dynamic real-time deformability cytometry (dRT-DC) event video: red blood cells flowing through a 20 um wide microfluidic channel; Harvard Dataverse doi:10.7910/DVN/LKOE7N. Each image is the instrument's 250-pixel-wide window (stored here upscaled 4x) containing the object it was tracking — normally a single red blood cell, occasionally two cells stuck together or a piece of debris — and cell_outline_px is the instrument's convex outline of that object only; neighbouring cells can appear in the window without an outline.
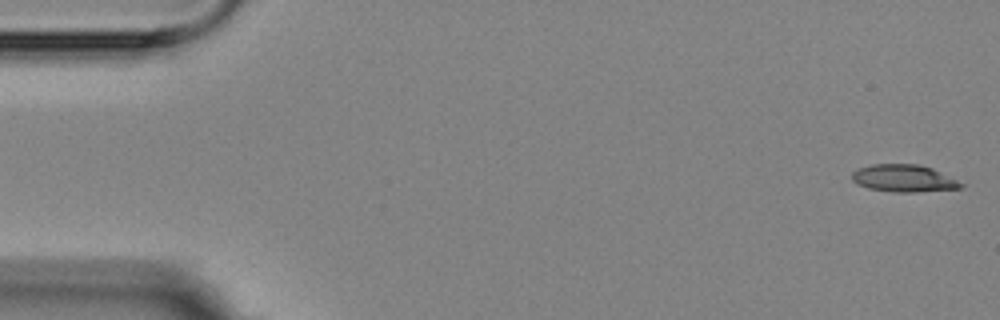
{"species": "Egyptian fruit bat (a non-hibernating species)", "species_latin": "Rousettus aegyptiacus", "temperature_condition": "room temperature", "stored_images_in_passage": 7, "camera_frame_rate_fps": 3000, "um_per_image_px": 0.085, "animal": {"sex": "female"}, "frame": {"image": 1, "passage_image": 1, "time_ms": 0.0, "image_size_px": [1000, 320], "cell_outline_px": [[964, 184], [960, 188], [916, 192], [896, 192], [868, 188], [856, 184], [852, 180], [852, 172], [856, 168], [872, 164], [920, 164], [932, 168]], "centroid_in_image_um": [76.76, 15.15], "position_along_channel_um": 8.2, "area_um2": 17.28}}
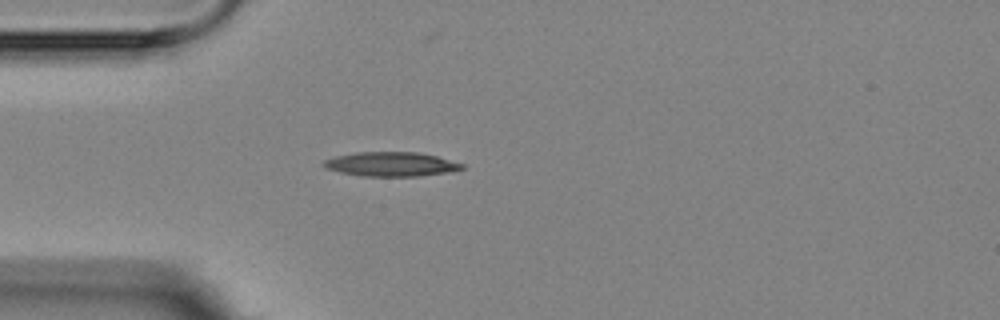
{"frame": {"image": 2, "passage_image": 5, "time_ms": 4.667, "image_size_px": [1000, 320], "cell_outline_px": [[464, 168], [448, 172], [420, 176], [360, 176], [340, 172], [328, 168], [320, 164], [324, 160], [336, 156], [356, 152], [420, 152], [436, 156], [464, 164]], "centroid_in_image_um": [33.23, 13.95], "position_along_channel_um": 51.8, "area_um2": 19.54}}
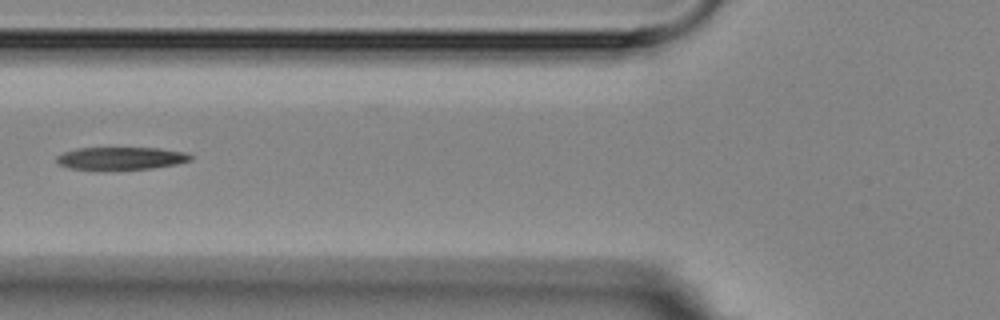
{"frame": {"image": 3, "passage_image": 7, "time_ms": 6.667, "image_size_px": [1000, 320], "cell_outline_px": [[192, 160], [176, 164], [152, 168], [68, 168], [60, 164], [56, 160], [56, 156], [64, 152], [76, 148], [160, 148], [184, 152], [192, 156]], "centroid_in_image_um": [10.31, 13.43], "position_along_channel_um": 115.5, "area_um2": 17.11}}